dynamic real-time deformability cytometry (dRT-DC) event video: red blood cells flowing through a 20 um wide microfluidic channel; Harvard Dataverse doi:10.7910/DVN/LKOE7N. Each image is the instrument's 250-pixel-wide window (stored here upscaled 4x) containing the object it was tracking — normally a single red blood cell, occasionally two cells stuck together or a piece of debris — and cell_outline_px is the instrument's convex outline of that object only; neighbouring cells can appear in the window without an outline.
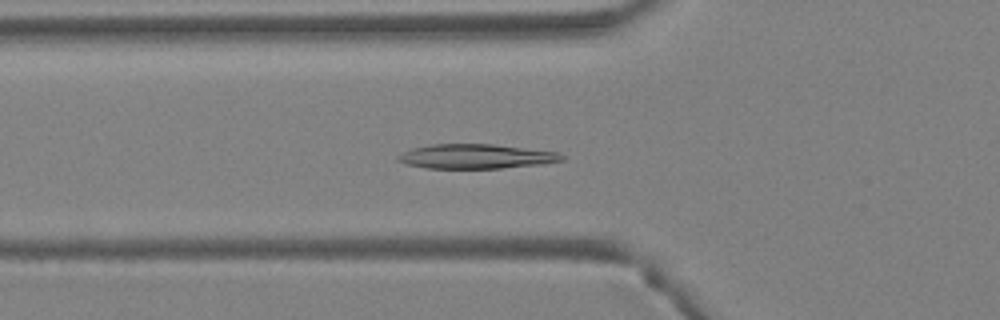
{"species": "Egyptian fruit bat (a non-hibernating species)", "species_latin": "Rousettus aegyptiacus", "temperature_condition": "warm", "stored_images_in_passage": 41, "camera_frame_rate_fps": 3000, "um_per_image_px": 0.085, "animal": {"sex": "female"}, "frame": {"image": 1, "passage_image": 15, "time_ms": 4.667, "image_size_px": [1000, 320], "cell_outline_px": [[564, 160], [540, 164], [500, 168], [424, 168], [408, 164], [396, 160], [396, 156], [412, 148], [432, 144], [492, 144], [560, 152], [564, 156]], "centroid_in_image_um": [40.46, 13.29], "position_along_channel_um": 85.3, "area_um2": 23.29}}
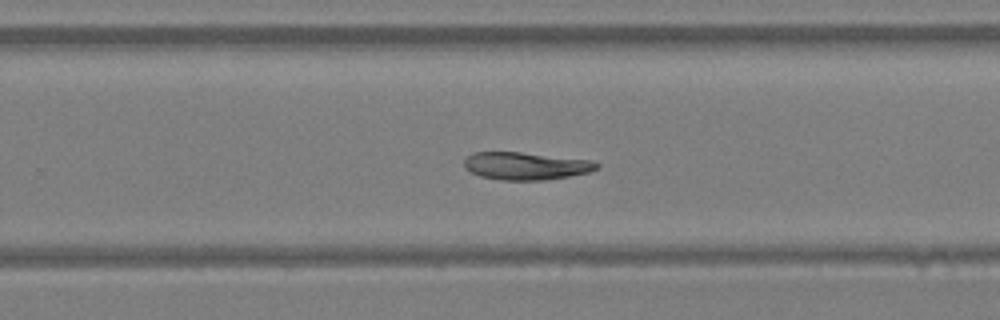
{"frame": {"image": 2, "passage_image": 27, "time_ms": 8.667, "image_size_px": [1000, 320], "cell_outline_px": [[600, 168], [588, 172], [568, 176], [544, 180], [500, 180], [480, 176], [464, 168], [464, 160], [472, 152], [520, 152], [592, 160], [600, 164]], "centroid_in_image_um": [44.69, 14.1], "position_along_channel_um": 285.1, "area_um2": 21.33}}
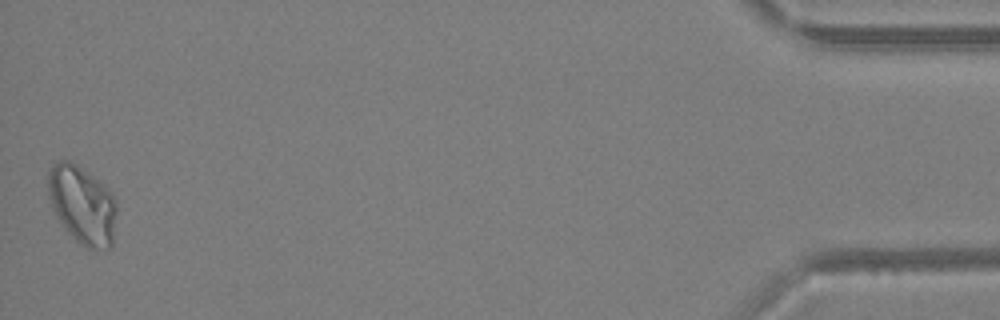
{"frame": {"image": 3, "passage_image": 41, "time_ms": 13.333, "image_size_px": [1000, 320], "cell_outline_px": [[116, 212], [112, 244], [108, 248], [88, 248], [76, 240], [72, 236], [60, 220], [52, 208], [48, 196], [48, 172], [52, 164], [60, 160], [68, 160], [76, 164], [100, 180], [112, 192], [116, 200]], "centroid_in_image_um": [7.0, 17.36], "position_along_channel_um": 428.2, "area_um2": 31.1}}